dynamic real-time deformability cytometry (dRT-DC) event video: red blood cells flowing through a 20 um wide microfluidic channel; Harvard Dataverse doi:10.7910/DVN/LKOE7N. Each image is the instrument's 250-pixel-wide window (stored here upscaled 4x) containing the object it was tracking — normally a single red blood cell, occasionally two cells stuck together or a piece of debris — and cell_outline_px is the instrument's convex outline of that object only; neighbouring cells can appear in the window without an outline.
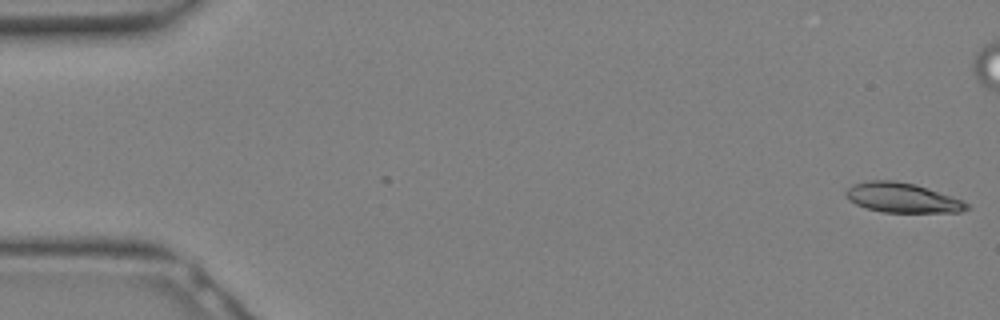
{"species": "Egyptian fruit bat (a non-hibernating species)", "species_latin": "Rousettus aegyptiacus", "temperature_condition": "warm", "stored_images_in_passage": 2, "camera_frame_rate_fps": 3000, "um_per_image_px": 0.085, "animal": {"sex": "female"}, "frame": {"image": 1, "passage_image": 2, "time_ms": 0.333, "image_size_px": [1000, 320], "cell_outline_px": [[968, 208], [960, 212], [884, 212], [868, 208], [856, 204], [848, 200], [844, 192], [848, 188], [856, 184], [868, 180], [892, 180], [916, 184], [964, 200], [968, 204]], "centroid_in_image_um": [76.7, 16.8], "position_along_channel_um": 8.3, "area_um2": 20.81}}